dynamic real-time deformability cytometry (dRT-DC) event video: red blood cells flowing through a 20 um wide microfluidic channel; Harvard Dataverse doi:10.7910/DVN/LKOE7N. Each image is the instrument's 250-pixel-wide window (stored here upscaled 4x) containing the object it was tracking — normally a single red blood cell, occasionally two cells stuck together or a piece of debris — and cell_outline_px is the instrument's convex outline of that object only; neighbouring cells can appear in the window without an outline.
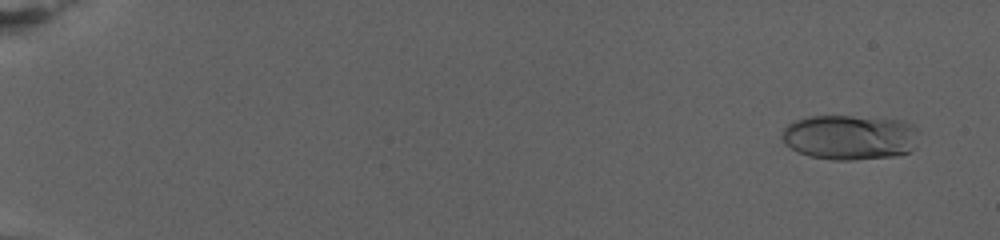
{"species": "human", "species_latin": "Homo sapiens", "temperature_condition": "warm", "stored_images_in_passage": 25, "camera_frame_rate_fps": 3000, "um_per_image_px": 0.085, "donor": {"sex": "female"}, "frame": {"image": 1, "passage_image": 5, "time_ms": 1.333, "image_size_px": [1000, 240], "cell_outline_px": [[916, 148], [908, 152], [892, 156], [852, 160], [832, 160], [812, 156], [800, 152], [784, 144], [780, 136], [784, 128], [788, 124], [796, 120], [808, 116], [852, 116], [904, 120], [912, 124], [916, 128]], "centroid_in_image_um": [72.23, 11.66], "position_along_channel_um": 12.8, "area_um2": 35.95}}
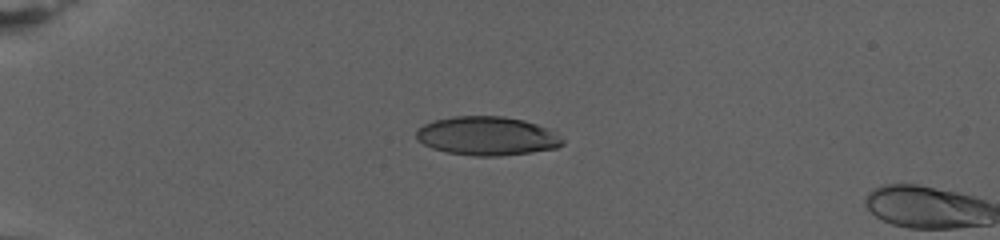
{"frame": {"image": 2, "passage_image": 23, "time_ms": 7.333, "image_size_px": [1000, 240], "cell_outline_px": [[564, 144], [556, 148], [532, 152], [500, 156], [472, 156], [448, 152], [432, 148], [416, 140], [416, 132], [424, 124], [432, 120], [452, 116], [504, 116], [524, 120], [548, 128], [556, 132], [564, 140]], "centroid_in_image_um": [41.41, 11.55], "position_along_channel_um": 43.6, "area_um2": 33.29}}